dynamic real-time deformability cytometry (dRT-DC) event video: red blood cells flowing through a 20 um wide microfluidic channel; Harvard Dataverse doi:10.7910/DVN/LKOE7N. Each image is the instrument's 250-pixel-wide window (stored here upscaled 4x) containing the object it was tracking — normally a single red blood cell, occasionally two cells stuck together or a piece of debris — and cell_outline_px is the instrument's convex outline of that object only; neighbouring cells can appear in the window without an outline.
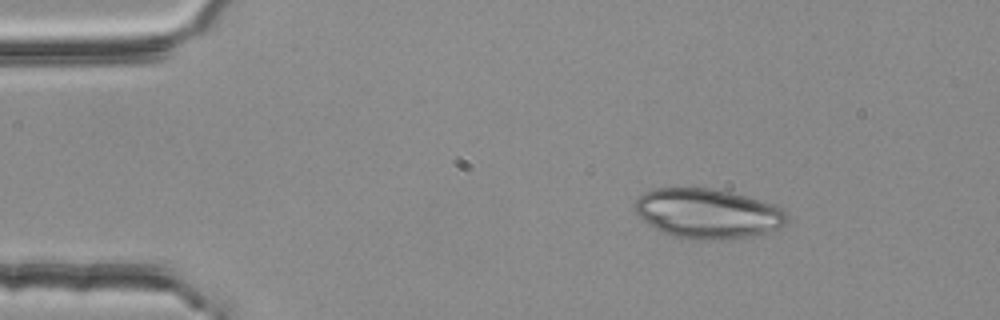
{"species": "common noctule bat (a hibernating species)", "species_latin": "Nyctalus noctula", "temperature_condition": "room temperature", "stored_images_in_passage": 46, "camera_frame_rate_fps": 3000, "um_per_image_px": 0.085, "animal": {"sex": "female", "body_mass_g": 25.1}, "frame": {"image": 1, "passage_image": 1, "time_ms": 0.0, "image_size_px": [1000, 320], "cell_outline_px": [[788, 220], [780, 228], [752, 236], [716, 240], [692, 240], [672, 236], [648, 224], [636, 216], [632, 208], [632, 204], [644, 192], [652, 188], [712, 188], [732, 192], [748, 196], [772, 204], [780, 208], [788, 216]], "centroid_in_image_um": [60.1, 18.15], "position_along_channel_um": 24.9, "area_um2": 44.51}}
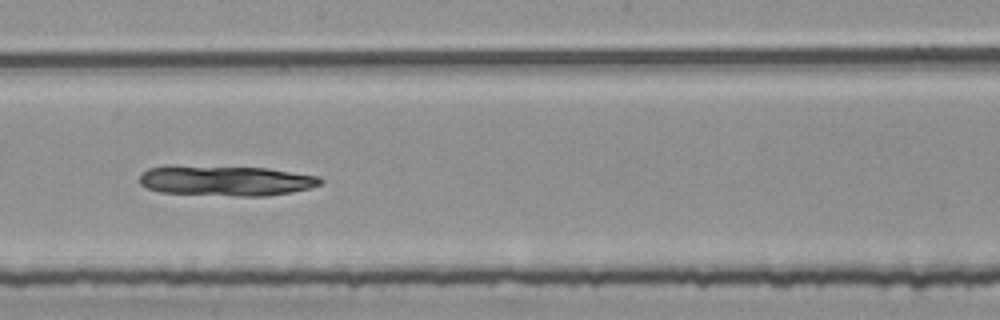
{"frame": {"image": 2, "passage_image": 23, "time_ms": 7.333, "image_size_px": [1000, 320], "cell_outline_px": [[324, 180], [320, 184], [308, 188], [292, 192], [268, 196], [236, 196], [160, 192], [148, 188], [140, 184], [140, 172], [148, 168], [164, 164], [172, 164], [268, 168], [320, 176]], "centroid_in_image_um": [19.14, 15.33], "position_along_channel_um": 229.1, "area_um2": 32.66}}
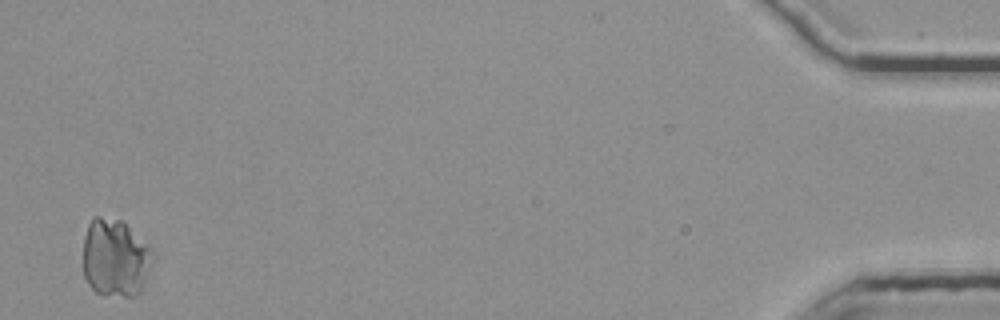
{"frame": {"image": 3, "passage_image": 46, "time_ms": 15.0, "image_size_px": [1000, 320], "cell_outline_px": [[156, 256], [140, 292], [136, 296], [100, 296], [88, 284], [84, 276], [84, 236], [88, 224], [96, 216], [100, 216], [120, 220], [152, 248], [156, 252]], "centroid_in_image_um": [9.82, 21.96], "position_along_channel_um": 425.4, "area_um2": 31.96}}